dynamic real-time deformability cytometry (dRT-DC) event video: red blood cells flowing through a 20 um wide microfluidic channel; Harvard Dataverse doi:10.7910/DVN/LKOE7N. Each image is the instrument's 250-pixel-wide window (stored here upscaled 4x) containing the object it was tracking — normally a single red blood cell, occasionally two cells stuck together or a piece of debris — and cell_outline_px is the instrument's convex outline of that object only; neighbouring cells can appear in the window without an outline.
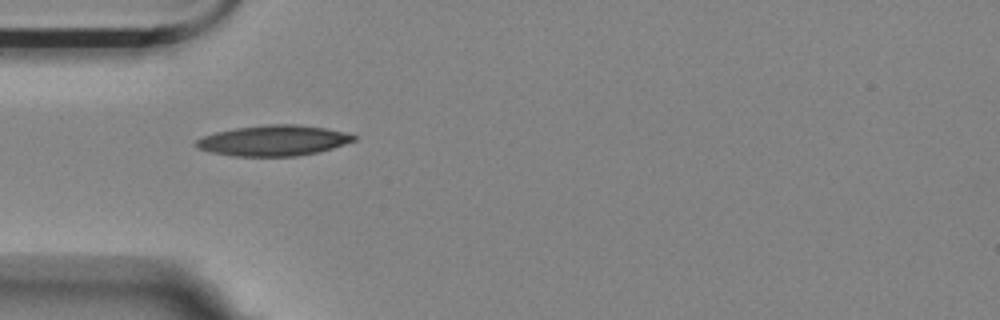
{"species": "Egyptian fruit bat (a non-hibernating species)", "species_latin": "Rousettus aegyptiacus", "temperature_condition": "room temperature", "stored_images_in_passage": 5, "camera_frame_rate_fps": 3000, "um_per_image_px": 0.085, "animal": {"sex": "female"}, "frame": {"image": 1, "passage_image": 4, "time_ms": 4.333, "image_size_px": [1000, 320], "cell_outline_px": [[356, 140], [332, 148], [316, 152], [296, 156], [236, 156], [212, 152], [196, 148], [192, 144], [196, 140], [204, 136], [216, 132], [236, 128], [268, 124], [296, 124], [324, 128], [344, 132], [356, 136]], "centroid_in_image_um": [23.21, 11.94], "position_along_channel_um": 61.8, "area_um2": 27.86}}
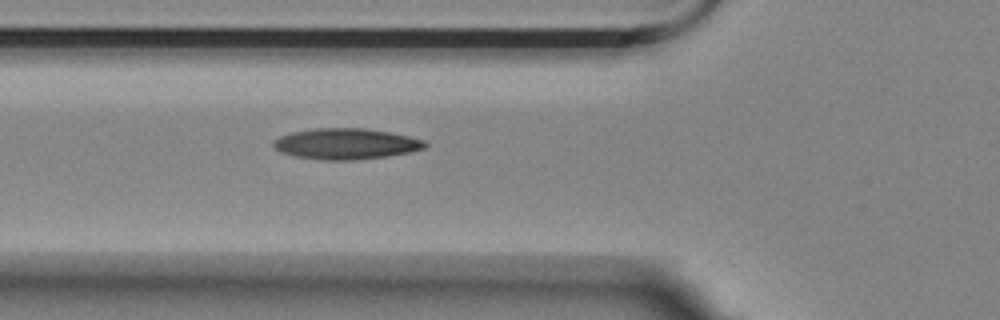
{"frame": {"image": 2, "passage_image": 5, "time_ms": 5.333, "image_size_px": [1000, 320], "cell_outline_px": [[428, 144], [424, 148], [408, 152], [388, 156], [352, 160], [324, 160], [296, 156], [280, 152], [272, 144], [272, 140], [280, 136], [292, 132], [312, 128], [364, 128], [388, 132], [408, 136], [424, 140]], "centroid_in_image_um": [29.38, 12.22], "position_along_channel_um": 96.4, "area_um2": 27.17}}